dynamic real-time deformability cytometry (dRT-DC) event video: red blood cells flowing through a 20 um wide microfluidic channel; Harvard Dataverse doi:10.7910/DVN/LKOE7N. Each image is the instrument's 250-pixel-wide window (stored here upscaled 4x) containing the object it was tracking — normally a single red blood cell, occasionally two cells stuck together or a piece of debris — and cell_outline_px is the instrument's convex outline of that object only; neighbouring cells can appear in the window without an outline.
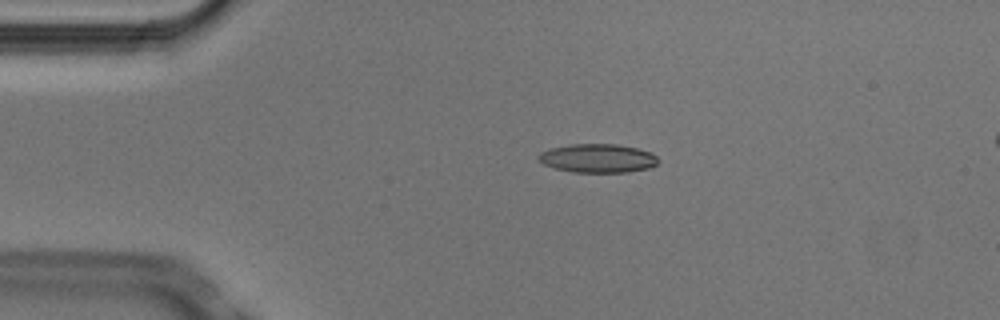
{"species": "Egyptian fruit bat (a non-hibernating species)", "species_latin": "Rousettus aegyptiacus", "temperature_condition": "cold", "stored_images_in_passage": 5, "camera_frame_rate_fps": 3000, "um_per_image_px": 0.085, "animal": {"sex": "male"}, "frame": {"image": 1, "passage_image": 4, "time_ms": 1.0, "image_size_px": [1000, 320], "cell_outline_px": [[660, 160], [656, 164], [648, 168], [628, 172], [572, 172], [556, 168], [544, 164], [536, 160], [536, 156], [540, 152], [552, 148], [572, 144], [616, 144], [636, 148], [652, 152]], "centroid_in_image_um": [50.8, 13.45], "position_along_channel_um": 34.2, "area_um2": 20.06}}